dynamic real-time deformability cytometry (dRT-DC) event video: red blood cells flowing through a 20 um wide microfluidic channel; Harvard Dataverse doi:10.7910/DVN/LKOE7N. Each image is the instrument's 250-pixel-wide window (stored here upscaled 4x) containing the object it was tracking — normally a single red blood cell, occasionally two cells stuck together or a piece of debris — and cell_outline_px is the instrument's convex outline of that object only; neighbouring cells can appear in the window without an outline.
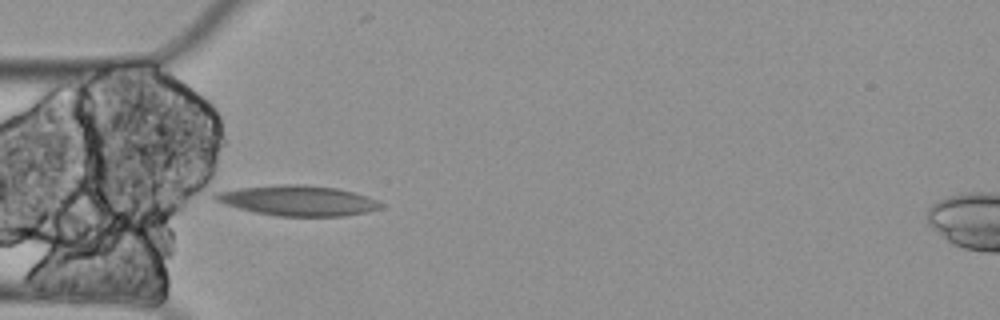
{"species": "Egyptian fruit bat (a non-hibernating species)", "species_latin": "Rousettus aegyptiacus", "temperature_condition": "cold", "stored_images_in_passage": 4, "camera_frame_rate_fps": 3000, "um_per_image_px": 0.085, "animal": {"sex": "female"}, "frame": {"image": 1, "passage_image": 4, "time_ms": 1.0, "image_size_px": [1000, 320], "cell_outline_px": [[384, 204], [380, 208], [368, 212], [344, 216], [276, 216], [256, 212], [224, 204], [216, 200], [212, 196], [216, 192], [240, 188], [280, 184], [304, 184], [336, 188], [368, 196]], "centroid_in_image_um": [25.34, 17.05], "position_along_channel_um": 59.7, "area_um2": 29.07}}